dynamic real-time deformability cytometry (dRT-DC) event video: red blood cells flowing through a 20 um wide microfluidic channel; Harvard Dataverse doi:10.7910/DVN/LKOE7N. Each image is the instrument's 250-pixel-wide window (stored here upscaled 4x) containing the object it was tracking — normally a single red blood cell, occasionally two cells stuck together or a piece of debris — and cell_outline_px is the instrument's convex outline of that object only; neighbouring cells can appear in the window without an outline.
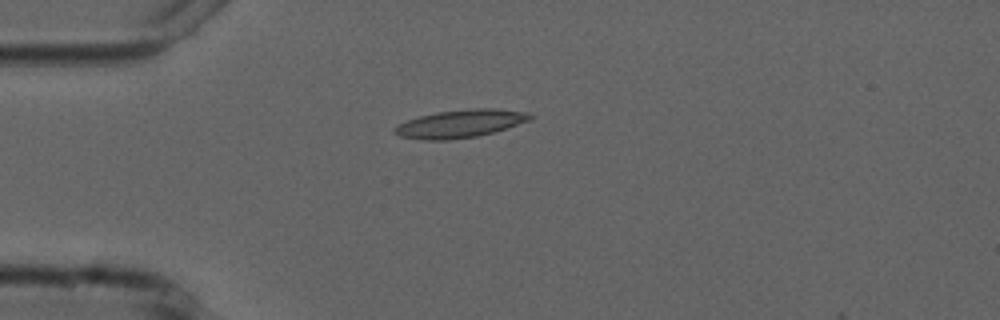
{"species": "common noctule bat (a hibernating species)", "species_latin": "Nyctalus noctula", "temperature_condition": "cold", "stored_images_in_passage": 4, "camera_frame_rate_fps": 3000, "um_per_image_px": 0.085, "animal": {"sex": "male", "forearm_length_mm": 52.5}, "frame": {"image": 1, "passage_image": 1, "time_ms": 0.0, "image_size_px": [1000, 320], "cell_outline_px": [[536, 116], [528, 120], [492, 132], [476, 136], [448, 140], [424, 140], [400, 136], [392, 132], [392, 128], [408, 120], [420, 116], [440, 112], [472, 108], [496, 108], [532, 112]], "centroid_in_image_um": [39.14, 10.5], "position_along_channel_um": 45.9, "area_um2": 21.85}}
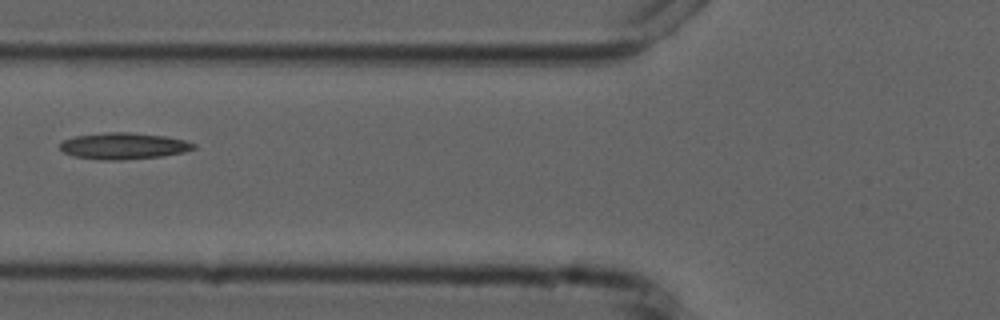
{"frame": {"image": 2, "passage_image": 3, "time_ms": 2.333, "image_size_px": [1000, 320], "cell_outline_px": [[196, 148], [184, 152], [164, 156], [120, 160], [100, 160], [72, 156], [64, 152], [60, 148], [60, 144], [64, 140], [76, 136], [108, 132], [128, 132], [164, 136], [184, 140], [196, 144]], "centroid_in_image_um": [10.52, 12.41], "position_along_channel_um": 115.3, "area_um2": 20.58}}
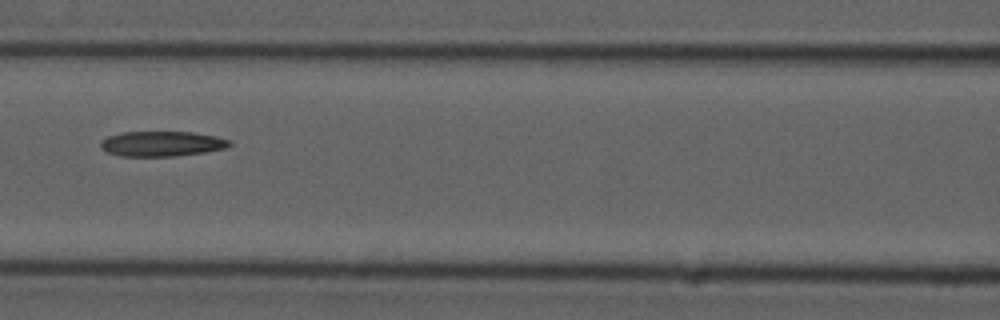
{"frame": {"image": 3, "passage_image": 4, "time_ms": 3.333, "image_size_px": [1000, 320], "cell_outline_px": [[232, 144], [228, 148], [204, 152], [176, 156], [120, 156], [108, 152], [100, 148], [100, 140], [108, 136], [120, 132], [192, 132], [216, 136], [232, 140]], "centroid_in_image_um": [13.77, 12.21], "position_along_channel_um": 152.8, "area_um2": 19.07}}